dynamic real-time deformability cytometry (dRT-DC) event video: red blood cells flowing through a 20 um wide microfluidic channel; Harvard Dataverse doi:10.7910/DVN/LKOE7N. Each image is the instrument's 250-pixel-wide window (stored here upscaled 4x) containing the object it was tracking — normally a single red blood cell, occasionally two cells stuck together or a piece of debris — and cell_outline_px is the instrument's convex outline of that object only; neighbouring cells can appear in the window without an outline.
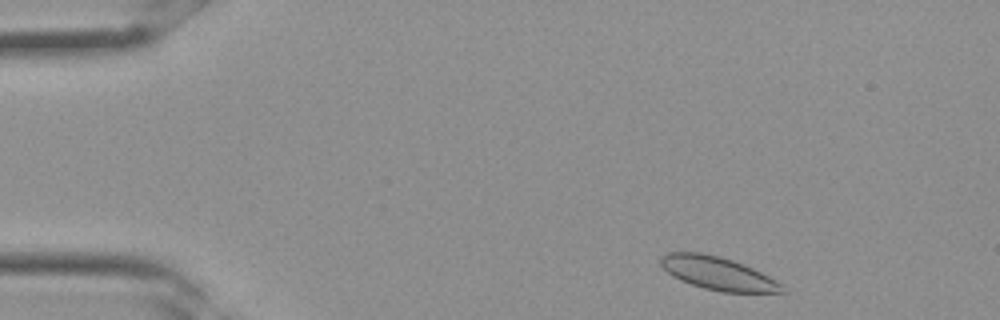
{"species": "Egyptian fruit bat (a non-hibernating species)", "species_latin": "Rousettus aegyptiacus", "temperature_condition": "room temperature", "stored_images_in_passage": 30, "camera_frame_rate_fps": 3000, "um_per_image_px": 0.085, "frame": {"image": 1, "passage_image": 1, "time_ms": 0.0, "image_size_px": [1000, 320], "cell_outline_px": [[788, 292], [720, 292], [704, 288], [680, 280], [672, 276], [660, 264], [660, 256], [668, 252], [700, 252], [720, 256], [744, 264], [768, 276], [780, 284]], "centroid_in_image_um": [60.98, 23.22], "position_along_channel_um": 24.0, "area_um2": 23.24}}
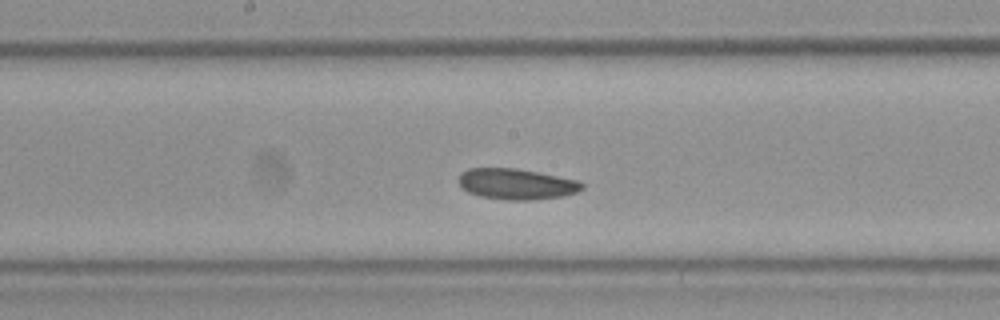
{"frame": {"image": 2, "passage_image": 14, "time_ms": 4.333, "image_size_px": [1000, 320], "cell_outline_px": [[584, 188], [576, 192], [564, 196], [532, 200], [508, 200], [480, 196], [468, 192], [456, 180], [460, 172], [468, 168], [516, 168], [580, 180], [584, 184]], "centroid_in_image_um": [43.9, 15.63], "position_along_channel_um": 204.3, "area_um2": 22.37}}
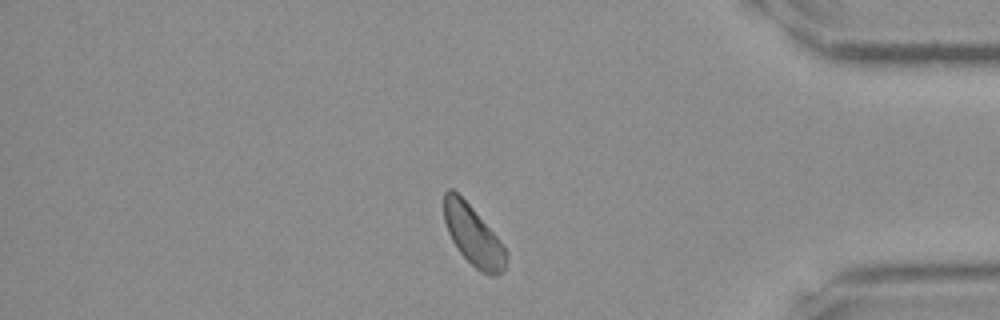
{"frame": {"image": 3, "passage_image": 25, "time_ms": 8.0, "image_size_px": [1000, 320], "cell_outline_px": [[508, 252], [504, 268], [496, 276], [488, 276], [480, 272], [460, 252], [452, 240], [448, 232], [444, 220], [444, 192], [448, 188], [452, 188], [472, 208], [496, 236]], "centroid_in_image_um": [40.21, 20.03], "position_along_channel_um": 395.0, "area_um2": 21.27}}